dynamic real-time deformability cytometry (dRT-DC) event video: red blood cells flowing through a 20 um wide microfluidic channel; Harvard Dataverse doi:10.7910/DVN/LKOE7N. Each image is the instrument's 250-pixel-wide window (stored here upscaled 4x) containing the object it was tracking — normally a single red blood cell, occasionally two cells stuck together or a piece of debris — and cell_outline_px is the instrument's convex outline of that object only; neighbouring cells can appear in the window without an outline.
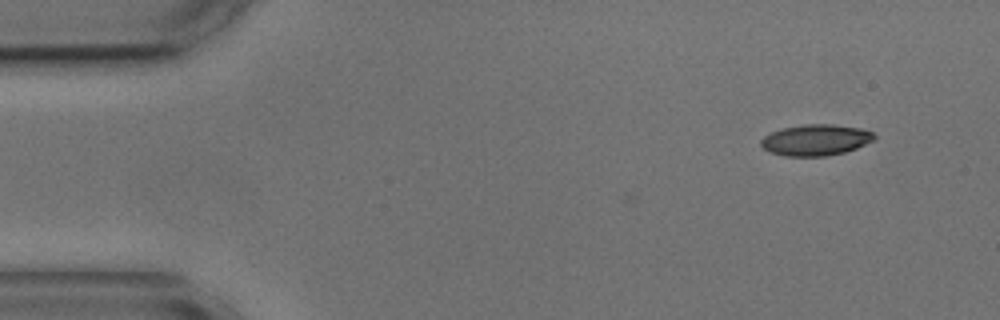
{"species": "common noctule bat (a hibernating species)", "species_latin": "Nyctalus noctula", "temperature_condition": "cold", "stored_images_in_passage": 4, "segment_of_instrument_passage": [1, 2], "camera_frame_rate_fps": 3000, "um_per_image_px": 0.085, "animal": {"sex": "male", "body_mass_g": 17.9, "forearm_length_mm": 54.2}, "frame": {"image": 1, "passage_image": 1, "time_ms": 0.0, "image_size_px": [1000, 320], "cell_outline_px": [[876, 140], [856, 148], [844, 152], [824, 156], [784, 156], [768, 152], [760, 144], [760, 140], [764, 136], [772, 132], [784, 128], [804, 124], [832, 124], [860, 128], [872, 132], [876, 136]], "centroid_in_image_um": [69.34, 11.9], "position_along_channel_um": 15.7, "area_um2": 20.58}}